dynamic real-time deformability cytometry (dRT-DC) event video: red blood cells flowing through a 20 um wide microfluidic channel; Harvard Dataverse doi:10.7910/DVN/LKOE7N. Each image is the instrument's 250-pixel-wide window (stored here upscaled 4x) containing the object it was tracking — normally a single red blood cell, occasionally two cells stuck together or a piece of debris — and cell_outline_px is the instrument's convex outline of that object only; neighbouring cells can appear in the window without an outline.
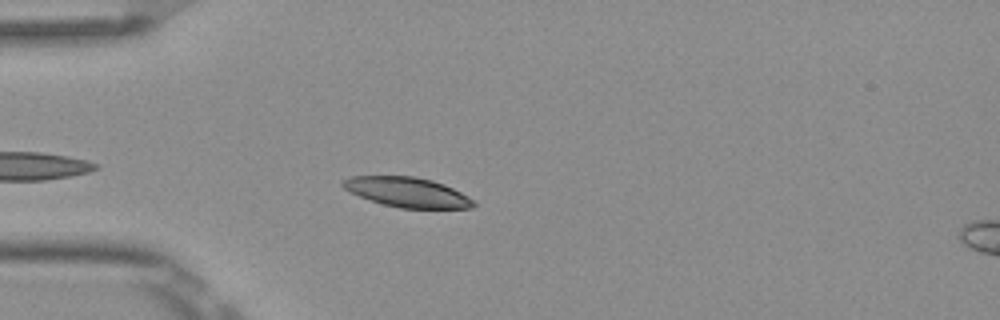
{"species": "Egyptian fruit bat (a non-hibernating species)", "species_latin": "Rousettus aegyptiacus", "temperature_condition": "room temperature", "stored_images_in_passage": 4, "camera_frame_rate_fps": 3000, "um_per_image_px": 0.085, "frame": {"image": 1, "passage_image": 3, "time_ms": 0.667, "image_size_px": [1000, 320], "cell_outline_px": [[476, 204], [472, 208], [400, 208], [384, 204], [360, 196], [344, 188], [340, 184], [340, 180], [352, 176], [416, 176], [432, 180], [444, 184], [476, 200]], "centroid_in_image_um": [34.64, 16.33], "position_along_channel_um": 50.4, "area_um2": 22.66}}